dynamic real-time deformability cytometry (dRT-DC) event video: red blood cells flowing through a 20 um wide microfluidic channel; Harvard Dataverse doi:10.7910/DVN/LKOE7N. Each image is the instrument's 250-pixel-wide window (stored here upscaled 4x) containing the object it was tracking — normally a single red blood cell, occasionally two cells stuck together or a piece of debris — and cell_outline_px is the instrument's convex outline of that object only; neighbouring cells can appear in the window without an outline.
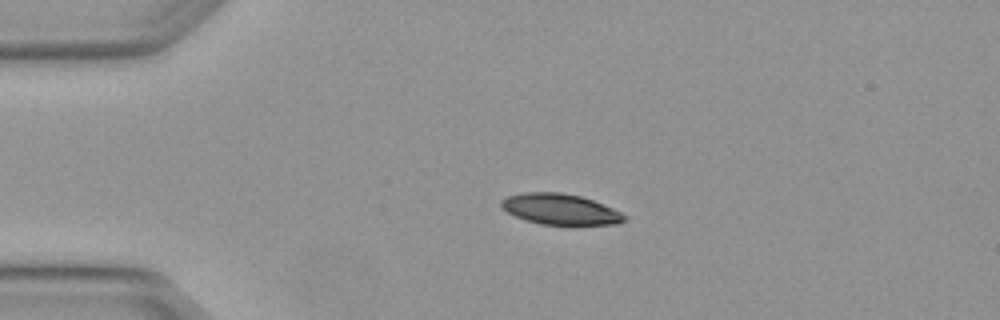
{"species": "Egyptian fruit bat (a non-hibernating species)", "species_latin": "Rousettus aegyptiacus", "temperature_condition": "warm", "stored_images_in_passage": 3, "camera_frame_rate_fps": 3000, "um_per_image_px": 0.085, "animal": {"sex": "female"}, "frame": {"image": 1, "passage_image": 2, "time_ms": 0.333, "image_size_px": [1000, 320], "cell_outline_px": [[628, 220], [616, 224], [572, 228], [540, 224], [524, 220], [508, 212], [500, 204], [500, 200], [508, 196], [524, 192], [560, 192], [580, 196], [592, 200], [612, 208], [628, 216]], "centroid_in_image_um": [47.69, 17.84], "position_along_channel_um": 37.3, "area_um2": 23.0}}